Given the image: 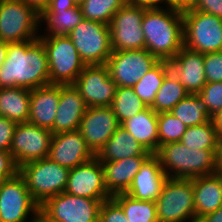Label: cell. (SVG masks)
I'll return each instance as SVG.
<instances>
[{
    "label": "cell",
    "mask_w": 222,
    "mask_h": 222,
    "mask_svg": "<svg viewBox=\"0 0 222 222\" xmlns=\"http://www.w3.org/2000/svg\"><path fill=\"white\" fill-rule=\"evenodd\" d=\"M49 84L48 59L39 40L8 43L7 57L0 69V88L29 90Z\"/></svg>",
    "instance_id": "6da1fadb"
},
{
    "label": "cell",
    "mask_w": 222,
    "mask_h": 222,
    "mask_svg": "<svg viewBox=\"0 0 222 222\" xmlns=\"http://www.w3.org/2000/svg\"><path fill=\"white\" fill-rule=\"evenodd\" d=\"M145 49L159 60L169 61L184 46L182 9L146 8L142 19Z\"/></svg>",
    "instance_id": "7a4b0ae2"
},
{
    "label": "cell",
    "mask_w": 222,
    "mask_h": 222,
    "mask_svg": "<svg viewBox=\"0 0 222 222\" xmlns=\"http://www.w3.org/2000/svg\"><path fill=\"white\" fill-rule=\"evenodd\" d=\"M217 149H195L181 142L161 145L155 155L168 178L191 179L215 174Z\"/></svg>",
    "instance_id": "3957f363"
},
{
    "label": "cell",
    "mask_w": 222,
    "mask_h": 222,
    "mask_svg": "<svg viewBox=\"0 0 222 222\" xmlns=\"http://www.w3.org/2000/svg\"><path fill=\"white\" fill-rule=\"evenodd\" d=\"M70 169L53 162L49 157L19 167L33 200L41 206L47 199L65 192Z\"/></svg>",
    "instance_id": "277c9868"
},
{
    "label": "cell",
    "mask_w": 222,
    "mask_h": 222,
    "mask_svg": "<svg viewBox=\"0 0 222 222\" xmlns=\"http://www.w3.org/2000/svg\"><path fill=\"white\" fill-rule=\"evenodd\" d=\"M45 47L49 84L73 85L82 72L85 63L68 36H39Z\"/></svg>",
    "instance_id": "5b68a950"
},
{
    "label": "cell",
    "mask_w": 222,
    "mask_h": 222,
    "mask_svg": "<svg viewBox=\"0 0 222 222\" xmlns=\"http://www.w3.org/2000/svg\"><path fill=\"white\" fill-rule=\"evenodd\" d=\"M191 179L167 178L156 202L158 222H197Z\"/></svg>",
    "instance_id": "8992f818"
},
{
    "label": "cell",
    "mask_w": 222,
    "mask_h": 222,
    "mask_svg": "<svg viewBox=\"0 0 222 222\" xmlns=\"http://www.w3.org/2000/svg\"><path fill=\"white\" fill-rule=\"evenodd\" d=\"M39 19L40 15L22 0H0V40L16 43L38 39Z\"/></svg>",
    "instance_id": "52a82bcc"
},
{
    "label": "cell",
    "mask_w": 222,
    "mask_h": 222,
    "mask_svg": "<svg viewBox=\"0 0 222 222\" xmlns=\"http://www.w3.org/2000/svg\"><path fill=\"white\" fill-rule=\"evenodd\" d=\"M184 46L200 53L222 51V19L192 9H182Z\"/></svg>",
    "instance_id": "ba28073f"
},
{
    "label": "cell",
    "mask_w": 222,
    "mask_h": 222,
    "mask_svg": "<svg viewBox=\"0 0 222 222\" xmlns=\"http://www.w3.org/2000/svg\"><path fill=\"white\" fill-rule=\"evenodd\" d=\"M68 37L85 65H104L112 54L110 27L104 23L83 19Z\"/></svg>",
    "instance_id": "9c48e42d"
},
{
    "label": "cell",
    "mask_w": 222,
    "mask_h": 222,
    "mask_svg": "<svg viewBox=\"0 0 222 222\" xmlns=\"http://www.w3.org/2000/svg\"><path fill=\"white\" fill-rule=\"evenodd\" d=\"M145 7L127 1L109 24L112 51L145 49L142 19Z\"/></svg>",
    "instance_id": "30bf717a"
},
{
    "label": "cell",
    "mask_w": 222,
    "mask_h": 222,
    "mask_svg": "<svg viewBox=\"0 0 222 222\" xmlns=\"http://www.w3.org/2000/svg\"><path fill=\"white\" fill-rule=\"evenodd\" d=\"M160 60L146 49L112 51L106 62L117 87L132 88Z\"/></svg>",
    "instance_id": "8fae6325"
},
{
    "label": "cell",
    "mask_w": 222,
    "mask_h": 222,
    "mask_svg": "<svg viewBox=\"0 0 222 222\" xmlns=\"http://www.w3.org/2000/svg\"><path fill=\"white\" fill-rule=\"evenodd\" d=\"M97 200L62 192L47 199L40 210L55 222H98L101 203Z\"/></svg>",
    "instance_id": "7c38bea8"
},
{
    "label": "cell",
    "mask_w": 222,
    "mask_h": 222,
    "mask_svg": "<svg viewBox=\"0 0 222 222\" xmlns=\"http://www.w3.org/2000/svg\"><path fill=\"white\" fill-rule=\"evenodd\" d=\"M53 133L30 122L17 123L9 150L17 167L46 158Z\"/></svg>",
    "instance_id": "4fadbf2b"
},
{
    "label": "cell",
    "mask_w": 222,
    "mask_h": 222,
    "mask_svg": "<svg viewBox=\"0 0 222 222\" xmlns=\"http://www.w3.org/2000/svg\"><path fill=\"white\" fill-rule=\"evenodd\" d=\"M39 208L19 172L0 182V222H28Z\"/></svg>",
    "instance_id": "5bb4252c"
},
{
    "label": "cell",
    "mask_w": 222,
    "mask_h": 222,
    "mask_svg": "<svg viewBox=\"0 0 222 222\" xmlns=\"http://www.w3.org/2000/svg\"><path fill=\"white\" fill-rule=\"evenodd\" d=\"M73 85L87 107L111 106L117 90L105 64L86 65Z\"/></svg>",
    "instance_id": "9a60e30c"
},
{
    "label": "cell",
    "mask_w": 222,
    "mask_h": 222,
    "mask_svg": "<svg viewBox=\"0 0 222 222\" xmlns=\"http://www.w3.org/2000/svg\"><path fill=\"white\" fill-rule=\"evenodd\" d=\"M65 192L97 200L112 198L105 187L102 163L96 157L70 169Z\"/></svg>",
    "instance_id": "2e32d148"
},
{
    "label": "cell",
    "mask_w": 222,
    "mask_h": 222,
    "mask_svg": "<svg viewBox=\"0 0 222 222\" xmlns=\"http://www.w3.org/2000/svg\"><path fill=\"white\" fill-rule=\"evenodd\" d=\"M119 126L111 106L87 107L78 131L96 155Z\"/></svg>",
    "instance_id": "e0dca14e"
},
{
    "label": "cell",
    "mask_w": 222,
    "mask_h": 222,
    "mask_svg": "<svg viewBox=\"0 0 222 222\" xmlns=\"http://www.w3.org/2000/svg\"><path fill=\"white\" fill-rule=\"evenodd\" d=\"M48 157L55 163L72 169L95 157L81 133L76 130L53 134Z\"/></svg>",
    "instance_id": "ac0fdd59"
},
{
    "label": "cell",
    "mask_w": 222,
    "mask_h": 222,
    "mask_svg": "<svg viewBox=\"0 0 222 222\" xmlns=\"http://www.w3.org/2000/svg\"><path fill=\"white\" fill-rule=\"evenodd\" d=\"M169 69L189 94H196L206 85L204 54L185 46L169 60Z\"/></svg>",
    "instance_id": "d6986e66"
},
{
    "label": "cell",
    "mask_w": 222,
    "mask_h": 222,
    "mask_svg": "<svg viewBox=\"0 0 222 222\" xmlns=\"http://www.w3.org/2000/svg\"><path fill=\"white\" fill-rule=\"evenodd\" d=\"M167 178L159 158L155 154H151L134 176L126 194L137 200L156 201Z\"/></svg>",
    "instance_id": "ffe728a7"
},
{
    "label": "cell",
    "mask_w": 222,
    "mask_h": 222,
    "mask_svg": "<svg viewBox=\"0 0 222 222\" xmlns=\"http://www.w3.org/2000/svg\"><path fill=\"white\" fill-rule=\"evenodd\" d=\"M86 109L87 105L74 85H60V100L51 132L78 130Z\"/></svg>",
    "instance_id": "44dd1931"
},
{
    "label": "cell",
    "mask_w": 222,
    "mask_h": 222,
    "mask_svg": "<svg viewBox=\"0 0 222 222\" xmlns=\"http://www.w3.org/2000/svg\"><path fill=\"white\" fill-rule=\"evenodd\" d=\"M59 100L60 85L48 84L30 90L28 122L51 131L53 129Z\"/></svg>",
    "instance_id": "7402d4cb"
},
{
    "label": "cell",
    "mask_w": 222,
    "mask_h": 222,
    "mask_svg": "<svg viewBox=\"0 0 222 222\" xmlns=\"http://www.w3.org/2000/svg\"><path fill=\"white\" fill-rule=\"evenodd\" d=\"M149 156H133L117 161H103L104 183L111 196L126 193L134 176Z\"/></svg>",
    "instance_id": "603a6c76"
},
{
    "label": "cell",
    "mask_w": 222,
    "mask_h": 222,
    "mask_svg": "<svg viewBox=\"0 0 222 222\" xmlns=\"http://www.w3.org/2000/svg\"><path fill=\"white\" fill-rule=\"evenodd\" d=\"M196 220L222 206V183L215 174L192 178Z\"/></svg>",
    "instance_id": "cb8c5ba5"
},
{
    "label": "cell",
    "mask_w": 222,
    "mask_h": 222,
    "mask_svg": "<svg viewBox=\"0 0 222 222\" xmlns=\"http://www.w3.org/2000/svg\"><path fill=\"white\" fill-rule=\"evenodd\" d=\"M120 125L151 154L158 151V113L151 107H147L133 117L128 118Z\"/></svg>",
    "instance_id": "d4e9b609"
},
{
    "label": "cell",
    "mask_w": 222,
    "mask_h": 222,
    "mask_svg": "<svg viewBox=\"0 0 222 222\" xmlns=\"http://www.w3.org/2000/svg\"><path fill=\"white\" fill-rule=\"evenodd\" d=\"M150 155L151 153L120 125L95 157L102 163Z\"/></svg>",
    "instance_id": "484cf974"
},
{
    "label": "cell",
    "mask_w": 222,
    "mask_h": 222,
    "mask_svg": "<svg viewBox=\"0 0 222 222\" xmlns=\"http://www.w3.org/2000/svg\"><path fill=\"white\" fill-rule=\"evenodd\" d=\"M30 90L22 87L0 88V116L16 123L28 122Z\"/></svg>",
    "instance_id": "4316f807"
},
{
    "label": "cell",
    "mask_w": 222,
    "mask_h": 222,
    "mask_svg": "<svg viewBox=\"0 0 222 222\" xmlns=\"http://www.w3.org/2000/svg\"><path fill=\"white\" fill-rule=\"evenodd\" d=\"M83 19L81 8L77 5L67 10H44L39 22H45L46 32L39 36H68Z\"/></svg>",
    "instance_id": "83f0119b"
},
{
    "label": "cell",
    "mask_w": 222,
    "mask_h": 222,
    "mask_svg": "<svg viewBox=\"0 0 222 222\" xmlns=\"http://www.w3.org/2000/svg\"><path fill=\"white\" fill-rule=\"evenodd\" d=\"M169 71V62L160 60L132 87L135 94L147 107L153 104L155 96Z\"/></svg>",
    "instance_id": "f1b7e54d"
},
{
    "label": "cell",
    "mask_w": 222,
    "mask_h": 222,
    "mask_svg": "<svg viewBox=\"0 0 222 222\" xmlns=\"http://www.w3.org/2000/svg\"><path fill=\"white\" fill-rule=\"evenodd\" d=\"M112 199L122 208L128 222H158L155 201L137 200L126 193Z\"/></svg>",
    "instance_id": "f546056e"
},
{
    "label": "cell",
    "mask_w": 222,
    "mask_h": 222,
    "mask_svg": "<svg viewBox=\"0 0 222 222\" xmlns=\"http://www.w3.org/2000/svg\"><path fill=\"white\" fill-rule=\"evenodd\" d=\"M189 93L169 71L150 106L156 113L170 112Z\"/></svg>",
    "instance_id": "4dcf8cb0"
},
{
    "label": "cell",
    "mask_w": 222,
    "mask_h": 222,
    "mask_svg": "<svg viewBox=\"0 0 222 222\" xmlns=\"http://www.w3.org/2000/svg\"><path fill=\"white\" fill-rule=\"evenodd\" d=\"M170 113L187 127L207 123L212 119L207 107L196 94H189L182 99Z\"/></svg>",
    "instance_id": "1f68e13d"
},
{
    "label": "cell",
    "mask_w": 222,
    "mask_h": 222,
    "mask_svg": "<svg viewBox=\"0 0 222 222\" xmlns=\"http://www.w3.org/2000/svg\"><path fill=\"white\" fill-rule=\"evenodd\" d=\"M111 107L120 124L147 108L129 87H117Z\"/></svg>",
    "instance_id": "d6a6232c"
},
{
    "label": "cell",
    "mask_w": 222,
    "mask_h": 222,
    "mask_svg": "<svg viewBox=\"0 0 222 222\" xmlns=\"http://www.w3.org/2000/svg\"><path fill=\"white\" fill-rule=\"evenodd\" d=\"M180 142L189 148L217 149L218 137L212 120L187 127Z\"/></svg>",
    "instance_id": "836d02e7"
},
{
    "label": "cell",
    "mask_w": 222,
    "mask_h": 222,
    "mask_svg": "<svg viewBox=\"0 0 222 222\" xmlns=\"http://www.w3.org/2000/svg\"><path fill=\"white\" fill-rule=\"evenodd\" d=\"M128 0H85L81 5L84 19L109 25L113 15Z\"/></svg>",
    "instance_id": "e575fe53"
},
{
    "label": "cell",
    "mask_w": 222,
    "mask_h": 222,
    "mask_svg": "<svg viewBox=\"0 0 222 222\" xmlns=\"http://www.w3.org/2000/svg\"><path fill=\"white\" fill-rule=\"evenodd\" d=\"M187 126L170 112L158 113L159 147L170 142H180Z\"/></svg>",
    "instance_id": "d590c367"
},
{
    "label": "cell",
    "mask_w": 222,
    "mask_h": 222,
    "mask_svg": "<svg viewBox=\"0 0 222 222\" xmlns=\"http://www.w3.org/2000/svg\"><path fill=\"white\" fill-rule=\"evenodd\" d=\"M196 95L207 107L211 116L222 110V82L206 83Z\"/></svg>",
    "instance_id": "8d00e7d4"
},
{
    "label": "cell",
    "mask_w": 222,
    "mask_h": 222,
    "mask_svg": "<svg viewBox=\"0 0 222 222\" xmlns=\"http://www.w3.org/2000/svg\"><path fill=\"white\" fill-rule=\"evenodd\" d=\"M206 82H222V51L204 53Z\"/></svg>",
    "instance_id": "74e56055"
},
{
    "label": "cell",
    "mask_w": 222,
    "mask_h": 222,
    "mask_svg": "<svg viewBox=\"0 0 222 222\" xmlns=\"http://www.w3.org/2000/svg\"><path fill=\"white\" fill-rule=\"evenodd\" d=\"M98 222H128L122 208L111 198L101 203Z\"/></svg>",
    "instance_id": "f35d334b"
},
{
    "label": "cell",
    "mask_w": 222,
    "mask_h": 222,
    "mask_svg": "<svg viewBox=\"0 0 222 222\" xmlns=\"http://www.w3.org/2000/svg\"><path fill=\"white\" fill-rule=\"evenodd\" d=\"M184 9L198 10L222 19V0H192L189 7Z\"/></svg>",
    "instance_id": "ab89813d"
},
{
    "label": "cell",
    "mask_w": 222,
    "mask_h": 222,
    "mask_svg": "<svg viewBox=\"0 0 222 222\" xmlns=\"http://www.w3.org/2000/svg\"><path fill=\"white\" fill-rule=\"evenodd\" d=\"M16 125V122L0 116V150H10Z\"/></svg>",
    "instance_id": "60d3db41"
},
{
    "label": "cell",
    "mask_w": 222,
    "mask_h": 222,
    "mask_svg": "<svg viewBox=\"0 0 222 222\" xmlns=\"http://www.w3.org/2000/svg\"><path fill=\"white\" fill-rule=\"evenodd\" d=\"M19 172L11 153L0 150V180H7L14 177Z\"/></svg>",
    "instance_id": "b9f144b4"
},
{
    "label": "cell",
    "mask_w": 222,
    "mask_h": 222,
    "mask_svg": "<svg viewBox=\"0 0 222 222\" xmlns=\"http://www.w3.org/2000/svg\"><path fill=\"white\" fill-rule=\"evenodd\" d=\"M130 3L134 5H138L140 7L145 8H162L164 6H160V4L168 6V0H128Z\"/></svg>",
    "instance_id": "7bdbcfd3"
},
{
    "label": "cell",
    "mask_w": 222,
    "mask_h": 222,
    "mask_svg": "<svg viewBox=\"0 0 222 222\" xmlns=\"http://www.w3.org/2000/svg\"><path fill=\"white\" fill-rule=\"evenodd\" d=\"M75 6L73 0H51L46 10H67Z\"/></svg>",
    "instance_id": "ee69618b"
},
{
    "label": "cell",
    "mask_w": 222,
    "mask_h": 222,
    "mask_svg": "<svg viewBox=\"0 0 222 222\" xmlns=\"http://www.w3.org/2000/svg\"><path fill=\"white\" fill-rule=\"evenodd\" d=\"M39 15L48 8L51 0H22Z\"/></svg>",
    "instance_id": "f6af8a7d"
},
{
    "label": "cell",
    "mask_w": 222,
    "mask_h": 222,
    "mask_svg": "<svg viewBox=\"0 0 222 222\" xmlns=\"http://www.w3.org/2000/svg\"><path fill=\"white\" fill-rule=\"evenodd\" d=\"M197 222H222V206L216 211L202 216Z\"/></svg>",
    "instance_id": "bcb514c9"
},
{
    "label": "cell",
    "mask_w": 222,
    "mask_h": 222,
    "mask_svg": "<svg viewBox=\"0 0 222 222\" xmlns=\"http://www.w3.org/2000/svg\"><path fill=\"white\" fill-rule=\"evenodd\" d=\"M212 122L216 129L218 139L222 138V110L212 116Z\"/></svg>",
    "instance_id": "7dc6e473"
},
{
    "label": "cell",
    "mask_w": 222,
    "mask_h": 222,
    "mask_svg": "<svg viewBox=\"0 0 222 222\" xmlns=\"http://www.w3.org/2000/svg\"><path fill=\"white\" fill-rule=\"evenodd\" d=\"M215 172H222V138L218 139Z\"/></svg>",
    "instance_id": "c3c4849f"
},
{
    "label": "cell",
    "mask_w": 222,
    "mask_h": 222,
    "mask_svg": "<svg viewBox=\"0 0 222 222\" xmlns=\"http://www.w3.org/2000/svg\"><path fill=\"white\" fill-rule=\"evenodd\" d=\"M28 222H55L52 219H50L44 212H42L40 209L33 214L30 221Z\"/></svg>",
    "instance_id": "681fc988"
},
{
    "label": "cell",
    "mask_w": 222,
    "mask_h": 222,
    "mask_svg": "<svg viewBox=\"0 0 222 222\" xmlns=\"http://www.w3.org/2000/svg\"><path fill=\"white\" fill-rule=\"evenodd\" d=\"M192 0H168V6L177 7L180 9H184L189 7Z\"/></svg>",
    "instance_id": "f907efd6"
},
{
    "label": "cell",
    "mask_w": 222,
    "mask_h": 222,
    "mask_svg": "<svg viewBox=\"0 0 222 222\" xmlns=\"http://www.w3.org/2000/svg\"><path fill=\"white\" fill-rule=\"evenodd\" d=\"M7 48H8V43H5L0 40V69L2 65L5 62V59L7 57Z\"/></svg>",
    "instance_id": "816d5d0a"
},
{
    "label": "cell",
    "mask_w": 222,
    "mask_h": 222,
    "mask_svg": "<svg viewBox=\"0 0 222 222\" xmlns=\"http://www.w3.org/2000/svg\"><path fill=\"white\" fill-rule=\"evenodd\" d=\"M77 6H80L85 0H73Z\"/></svg>",
    "instance_id": "f5cc1de1"
},
{
    "label": "cell",
    "mask_w": 222,
    "mask_h": 222,
    "mask_svg": "<svg viewBox=\"0 0 222 222\" xmlns=\"http://www.w3.org/2000/svg\"><path fill=\"white\" fill-rule=\"evenodd\" d=\"M215 173L219 176L221 183H222V172H215Z\"/></svg>",
    "instance_id": "db71d44e"
}]
</instances>
